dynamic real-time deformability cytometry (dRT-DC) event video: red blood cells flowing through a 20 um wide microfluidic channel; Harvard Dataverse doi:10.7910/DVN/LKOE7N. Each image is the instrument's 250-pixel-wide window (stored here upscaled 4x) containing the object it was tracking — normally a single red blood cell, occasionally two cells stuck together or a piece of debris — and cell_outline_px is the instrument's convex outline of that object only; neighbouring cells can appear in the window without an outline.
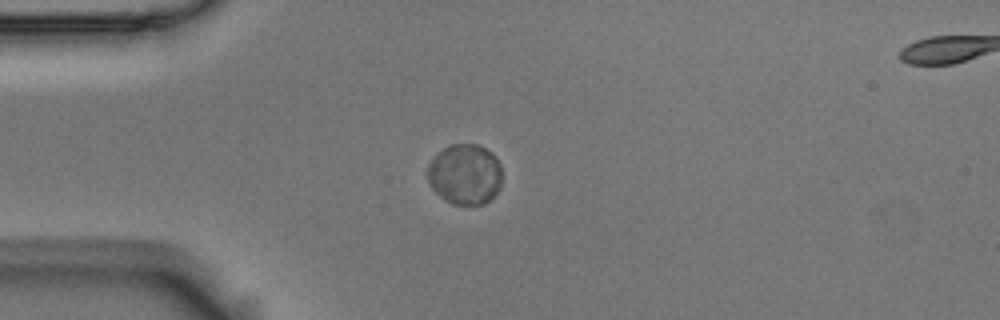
{"species": "Egyptian fruit bat (a non-hibernating species)", "species_latin": "Rousettus aegyptiacus", "temperature_condition": "room temperature", "stored_images_in_passage": 44, "segment_of_instrument_passage": [1, 2], "camera_frame_rate_fps": 3000, "um_per_image_px": 0.085, "animal": {"sex": "male"}, "frame": {"image": 1, "passage_image": 1, "time_ms": 0.0, "image_size_px": [1000, 320], "cell_outline_px": [[500, 188], [484, 204], [452, 204], [444, 200], [428, 184], [428, 164], [444, 148], [452, 144], [476, 144], [492, 152], [496, 156], [500, 164]], "centroid_in_image_um": [39.52, 14.81], "position_along_channel_um": 45.5, "area_um2": 26.07}}
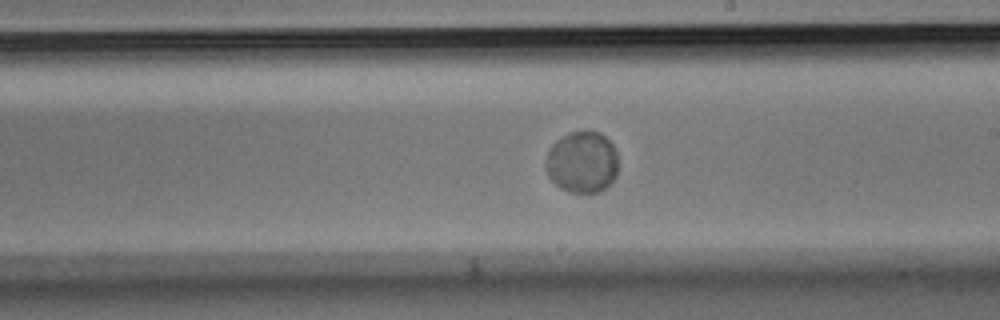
{"frame": {"image": 2, "passage_image": 19, "time_ms": 6.0, "image_size_px": [1000, 320], "cell_outline_px": [[616, 176], [600, 192], [568, 192], [560, 188], [548, 176], [548, 152], [552, 144], [556, 140], [568, 132], [600, 132], [612, 144], [616, 152]], "centroid_in_image_um": [49.48, 13.78], "position_along_channel_um": 239.5, "area_um2": 25.49}}
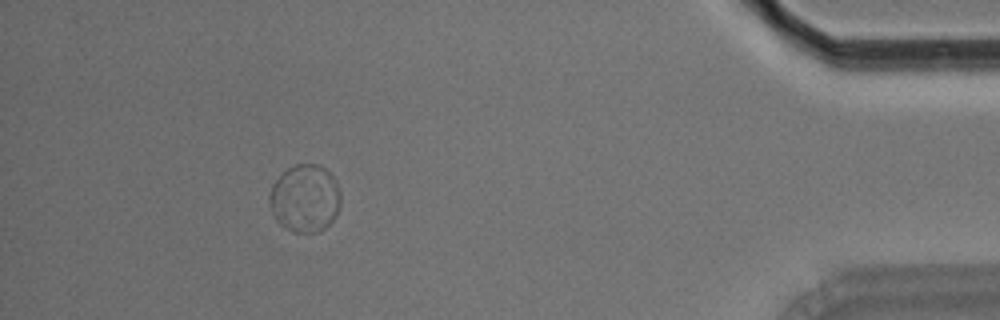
{"frame": {"image": 3, "passage_image": 38, "time_ms": 12.333, "image_size_px": [1000, 320], "cell_outline_px": [[340, 204], [336, 216], [320, 232], [292, 232], [284, 228], [276, 220], [272, 212], [268, 200], [268, 196], [272, 184], [288, 168], [296, 164], [316, 164], [324, 168], [336, 180], [340, 188]], "centroid_in_image_um": [25.91, 16.87], "position_along_channel_um": 409.3, "area_um2": 28.21}}